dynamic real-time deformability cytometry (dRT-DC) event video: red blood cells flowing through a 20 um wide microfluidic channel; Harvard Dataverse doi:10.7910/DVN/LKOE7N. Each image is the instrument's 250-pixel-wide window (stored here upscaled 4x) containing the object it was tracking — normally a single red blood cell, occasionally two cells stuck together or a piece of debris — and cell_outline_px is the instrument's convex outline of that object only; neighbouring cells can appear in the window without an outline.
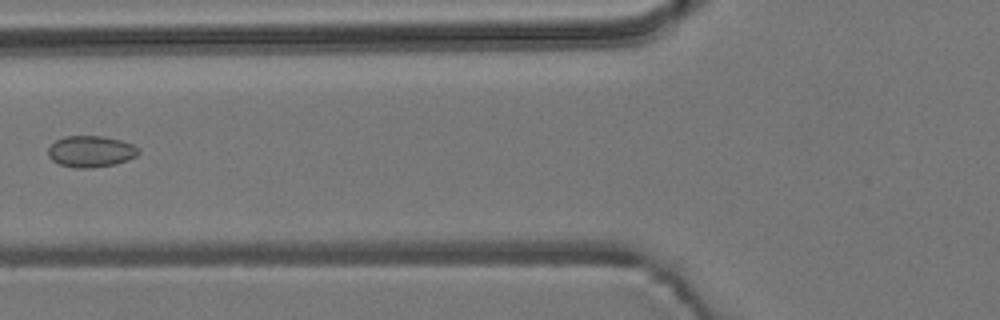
{"species": "common noctule bat (a hibernating species)", "species_latin": "Nyctalus noctula", "temperature_condition": "room temperature", "stored_images_in_passage": 6, "camera_frame_rate_fps": 3000, "um_per_image_px": 0.085, "animal": {"sex": "male", "body_mass_g": 19.2, "forearm_length_mm": 51.8}, "frame": {"image": 1, "passage_image": 6, "time_ms": 1.667, "image_size_px": [1000, 320], "cell_outline_px": [[140, 152], [136, 156], [128, 160], [116, 164], [92, 168], [76, 168], [60, 164], [52, 160], [48, 156], [48, 148], [56, 140], [64, 136], [104, 136], [120, 140], [132, 144], [140, 148]], "centroid_in_image_um": [7.74, 12.87], "position_along_channel_um": 118.1, "area_um2": 16.65}}